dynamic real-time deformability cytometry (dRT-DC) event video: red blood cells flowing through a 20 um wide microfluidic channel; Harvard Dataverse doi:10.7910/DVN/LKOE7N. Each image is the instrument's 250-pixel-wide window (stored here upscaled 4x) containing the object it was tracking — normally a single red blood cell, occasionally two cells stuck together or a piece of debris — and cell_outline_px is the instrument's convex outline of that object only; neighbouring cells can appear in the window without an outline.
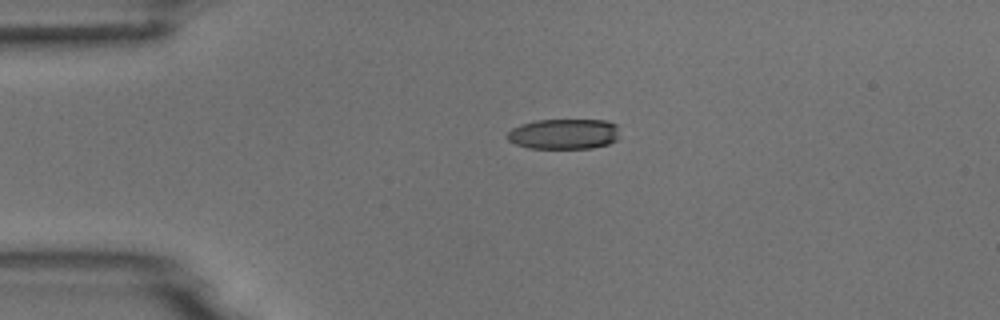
{"species": "common noctule bat (a hibernating species)", "species_latin": "Nyctalus noctula", "temperature_condition": "room temperature", "stored_images_in_passage": 2, "camera_frame_rate_fps": 3000, "um_per_image_px": 0.085, "animal": {"sex": "male", "body_mass_g": 18.8}, "frame": {"image": 1, "passage_image": 1, "time_ms": 0.0, "image_size_px": [1000, 320], "cell_outline_px": [[620, 136], [616, 140], [608, 144], [592, 148], [528, 148], [516, 144], [508, 140], [504, 136], [512, 128], [520, 124], [536, 120], [608, 120], [616, 124]], "centroid_in_image_um": [47.93, 11.38], "position_along_channel_um": 37.1, "area_um2": 20.11}}